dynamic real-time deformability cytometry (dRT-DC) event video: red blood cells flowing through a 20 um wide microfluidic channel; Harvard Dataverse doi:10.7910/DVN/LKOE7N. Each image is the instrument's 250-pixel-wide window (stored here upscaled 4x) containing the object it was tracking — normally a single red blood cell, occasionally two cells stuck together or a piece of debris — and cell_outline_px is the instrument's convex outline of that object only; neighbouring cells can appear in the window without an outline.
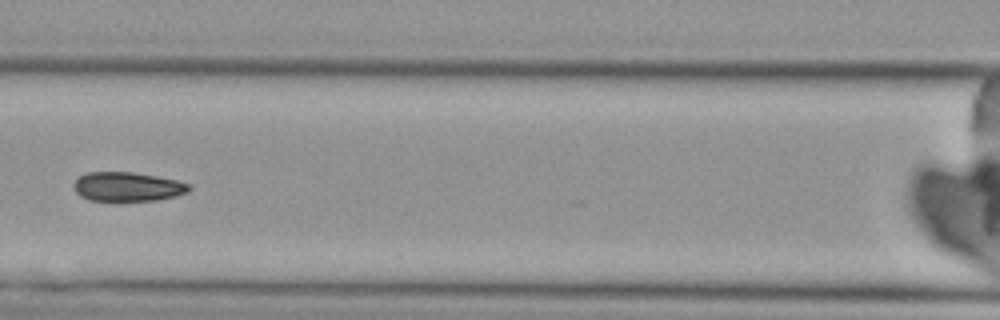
{"species": "Egyptian fruit bat (a non-hibernating species)", "species_latin": "Rousettus aegyptiacus", "temperature_condition": "cold", "stored_images_in_passage": 8, "camera_frame_rate_fps": 3000, "um_per_image_px": 0.085, "animal": {"sex": "female"}, "frame": {"image": 1, "passage_image": 7, "time_ms": 7.0, "image_size_px": [1000, 320], "cell_outline_px": [[192, 188], [188, 192], [176, 196], [156, 200], [88, 200], [80, 196], [76, 192], [72, 184], [80, 176], [88, 172], [132, 172], [156, 176], [176, 180], [192, 184]], "centroid_in_image_um": [10.86, 15.86], "position_along_channel_um": 155.7, "area_um2": 19.59}}
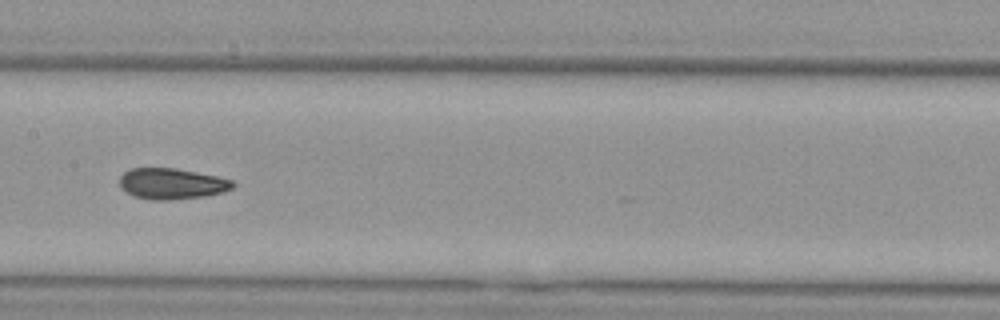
{"frame": {"image": 2, "passage_image": 8, "time_ms": 8.0, "image_size_px": [1000, 320], "cell_outline_px": [[236, 184], [232, 188], [224, 192], [204, 196], [168, 200], [152, 200], [136, 196], [120, 188], [120, 176], [128, 168], [176, 168], [216, 176], [232, 180]], "centroid_in_image_um": [14.6, 15.61], "position_along_channel_um": 192.8, "area_um2": 20.35}}